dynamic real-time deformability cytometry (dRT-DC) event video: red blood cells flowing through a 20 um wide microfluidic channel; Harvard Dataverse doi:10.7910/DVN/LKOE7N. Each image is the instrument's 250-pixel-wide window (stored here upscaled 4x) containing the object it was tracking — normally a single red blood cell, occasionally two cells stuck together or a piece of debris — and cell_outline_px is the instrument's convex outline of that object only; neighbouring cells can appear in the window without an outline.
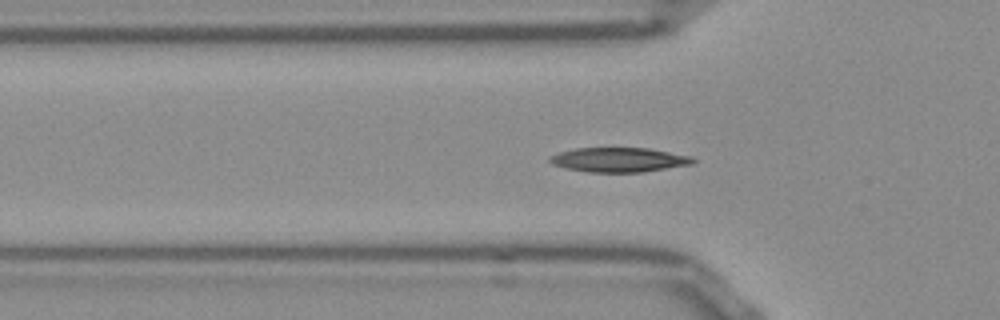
{"species": "Egyptian fruit bat (a non-hibernating species)", "species_latin": "Rousettus aegyptiacus", "temperature_condition": "room temperature", "stored_images_in_passage": 39, "camera_frame_rate_fps": 3000, "um_per_image_px": 0.085, "frame": {"image": 1, "passage_image": 2, "time_ms": 0.333, "image_size_px": [1000, 320], "cell_outline_px": [[696, 160], [692, 164], [644, 172], [588, 172], [564, 168], [552, 164], [548, 160], [548, 156], [560, 152], [576, 148], [648, 148], [692, 156]], "centroid_in_image_um": [52.6, 13.58], "position_along_channel_um": 73.2, "area_um2": 20.52}}
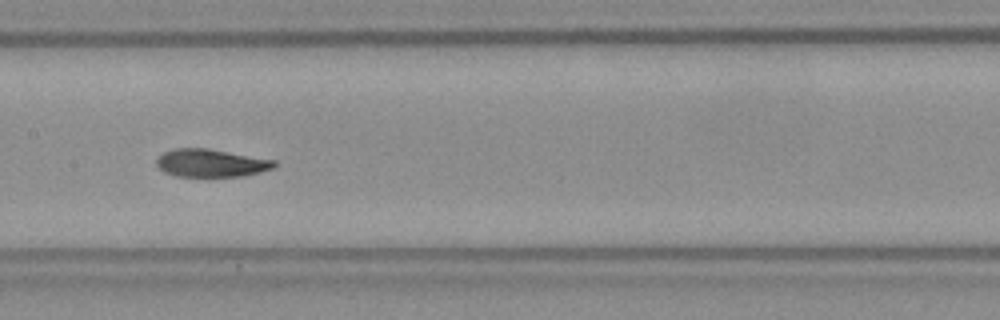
{"frame": {"image": 2, "passage_image": 11, "time_ms": 3.333, "image_size_px": [1000, 320], "cell_outline_px": [[276, 168], [244, 176], [176, 176], [164, 172], [156, 164], [156, 160], [164, 152], [176, 148], [208, 148], [276, 160]], "centroid_in_image_um": [17.98, 13.85], "position_along_channel_um": 189.4, "area_um2": 19.13}}
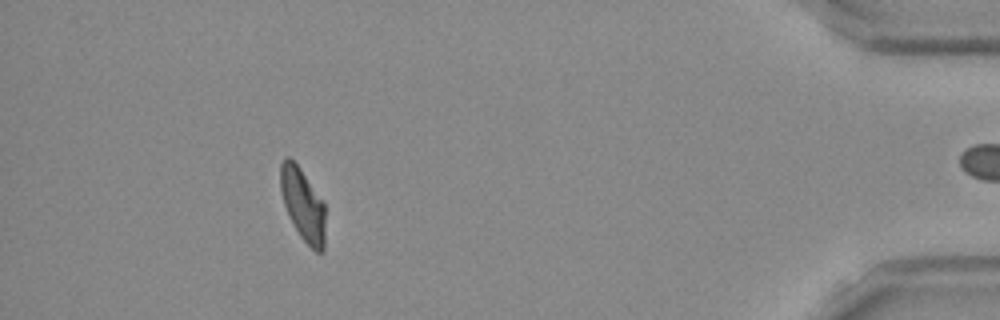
{"frame": {"image": 3, "passage_image": 33, "time_ms": 10.667, "image_size_px": [1000, 320], "cell_outline_px": [[324, 252], [316, 252], [300, 236], [288, 216], [280, 192], [280, 164], [288, 156], [300, 168], [324, 204]], "centroid_in_image_um": [25.72, 17.4], "position_along_channel_um": 409.5, "area_um2": 18.61}, "authors_computed_cell_mechanics": {"area_um2": 19.5364, "velocity_mm_per_s": 3.8333, "shape_relaxation_time_tau1_ms": 4.4397, "shape_relaxation_time_tau2_ms": 2.0611, "deformation_change_tau1": 0.175, "deformation_change_tau2": 0.0809}}